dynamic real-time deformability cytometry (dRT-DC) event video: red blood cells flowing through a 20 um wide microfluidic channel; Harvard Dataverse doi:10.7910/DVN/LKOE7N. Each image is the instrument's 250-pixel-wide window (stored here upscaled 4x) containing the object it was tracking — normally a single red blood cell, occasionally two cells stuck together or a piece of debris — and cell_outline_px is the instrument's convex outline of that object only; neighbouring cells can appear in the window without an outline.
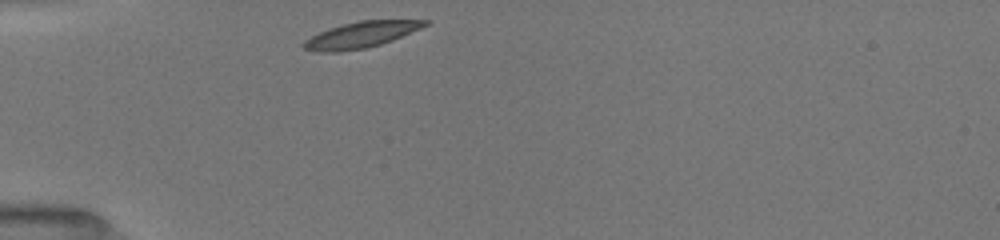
{"species": "common noctule bat (a hibernating species)", "species_latin": "Nyctalus noctula", "temperature_condition": "room temperature", "stored_images_in_passage": 31, "camera_frame_rate_fps": 3000, "um_per_image_px": 0.085, "animal": {"sex": "female", "body_mass_g": 19.5, "forearm_length_mm": 54.1}, "frame": {"image": 1, "passage_image": 1, "time_ms": 0.0, "image_size_px": [1000, 240], "cell_outline_px": [[432, 20], [428, 24], [420, 28], [392, 40], [380, 44], [364, 48], [340, 52], [320, 52], [304, 48], [300, 44], [304, 40], [328, 28], [360, 20]], "centroid_in_image_um": [30.66, 2.96], "position_along_channel_um": 54.3, "area_um2": 18.21}}
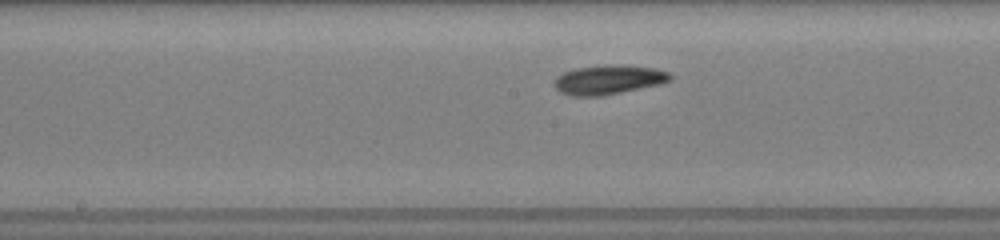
{"frame": {"image": 2, "passage_image": 13, "time_ms": 4.0, "image_size_px": [1000, 240], "cell_outline_px": [[672, 80], [660, 84], [600, 96], [572, 96], [560, 92], [556, 88], [552, 80], [556, 76], [564, 72], [576, 68], [608, 64], [620, 64], [656, 68], [668, 72], [672, 76]], "centroid_in_image_um": [51.71, 6.76], "position_along_channel_um": 196.5, "area_um2": 19.94}}
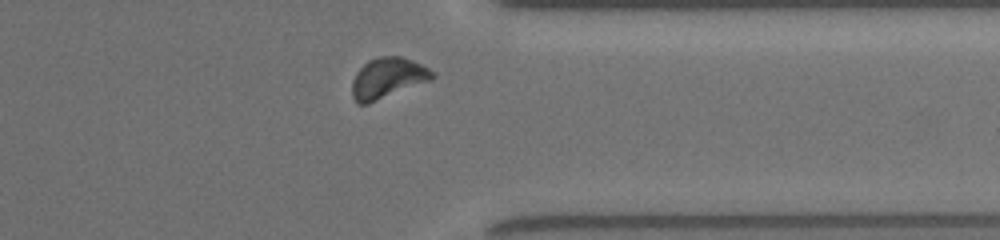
{"frame": {"image": 3, "passage_image": 27, "time_ms": 8.667, "image_size_px": [1000, 240], "cell_outline_px": [[436, 76], [432, 80], [368, 104], [356, 104], [352, 96], [352, 80], [356, 72], [368, 60], [376, 56], [400, 56], [412, 60], [436, 72]], "centroid_in_image_um": [32.95, 6.64], "position_along_channel_um": 378.4, "area_um2": 19.25}, "authors_computed_cell_mechanics": {"area_um2": 18.496, "velocity_mm_per_s": 3.9545, "shape_relaxation_time_tau1_ms": 2.0921, "shape_relaxation_time_tau2_ms": 4.637, "deformation_change_tau1": 0.0915, "deformation_change_tau2": 0.0787}}